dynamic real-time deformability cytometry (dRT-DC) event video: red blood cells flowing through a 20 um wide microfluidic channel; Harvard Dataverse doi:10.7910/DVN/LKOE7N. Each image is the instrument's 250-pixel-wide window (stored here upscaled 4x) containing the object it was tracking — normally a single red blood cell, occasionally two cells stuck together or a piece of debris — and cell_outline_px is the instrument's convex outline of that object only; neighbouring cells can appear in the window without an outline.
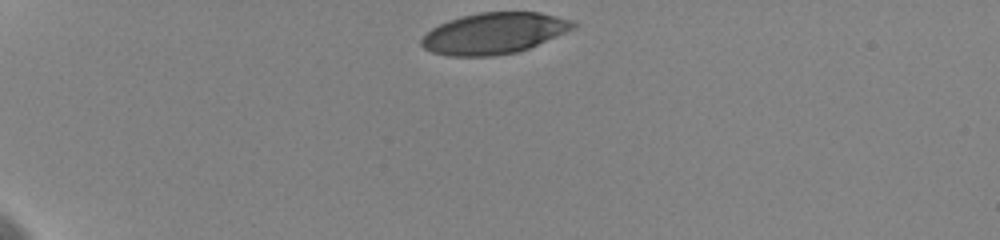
{"species": "human", "species_latin": "Homo sapiens", "temperature_condition": "cold", "stored_images_in_passage": 25, "camera_frame_rate_fps": 3000, "um_per_image_px": 0.085, "donor": {"sex": "female"}, "frame": {"image": 1, "passage_image": 1, "time_ms": 0.0, "image_size_px": [1000, 240], "cell_outline_px": [[580, 24], [576, 28], [528, 48], [516, 52], [492, 56], [448, 56], [432, 52], [424, 48], [420, 44], [420, 40], [432, 28], [448, 20], [480, 12], [540, 12], [572, 20]], "centroid_in_image_um": [42.01, 2.83], "position_along_channel_um": 43.0, "area_um2": 36.3}}
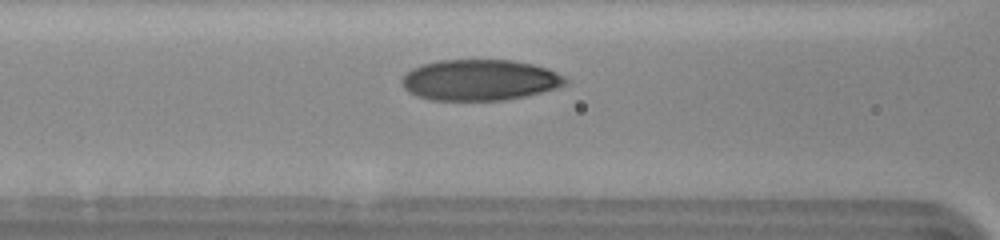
{"frame": {"image": 2, "passage_image": 11, "time_ms": 4.0, "image_size_px": [1000, 240], "cell_outline_px": [[568, 80], [564, 84], [540, 92], [524, 96], [504, 100], [432, 100], [416, 96], [408, 92], [404, 88], [404, 76], [412, 68], [420, 64], [436, 60], [512, 60], [532, 64], [548, 68], [564, 76]], "centroid_in_image_um": [40.75, 6.79], "position_along_channel_um": 125.9, "area_um2": 38.78}}